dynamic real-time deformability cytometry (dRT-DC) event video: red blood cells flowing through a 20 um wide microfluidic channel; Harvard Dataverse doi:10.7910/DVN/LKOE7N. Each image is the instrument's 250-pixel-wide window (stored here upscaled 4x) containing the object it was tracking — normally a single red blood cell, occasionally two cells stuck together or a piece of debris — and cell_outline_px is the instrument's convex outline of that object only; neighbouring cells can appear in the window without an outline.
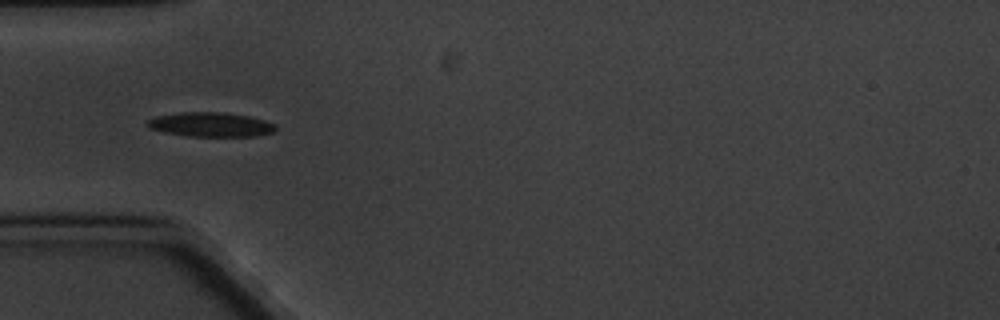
{"species": "common noctule bat (a hibernating species)", "species_latin": "Nyctalus noctula", "temperature_condition": "cold", "stored_images_in_passage": 4, "camera_frame_rate_fps": 3000, "um_per_image_px": 0.085, "animal": {"sex": "male", "body_mass_g": 20.1, "forearm_length_mm": 53.5}, "frame": {"image": 1, "passage_image": 3, "time_ms": 2.333, "image_size_px": [1000, 320], "cell_outline_px": [[276, 128], [272, 132], [256, 136], [184, 136], [164, 132], [148, 128], [144, 124], [148, 120], [156, 116], [180, 112], [224, 112], [248, 116], [264, 120], [276, 124]], "centroid_in_image_um": [17.86, 10.58], "position_along_channel_um": 67.1, "area_um2": 18.32}}